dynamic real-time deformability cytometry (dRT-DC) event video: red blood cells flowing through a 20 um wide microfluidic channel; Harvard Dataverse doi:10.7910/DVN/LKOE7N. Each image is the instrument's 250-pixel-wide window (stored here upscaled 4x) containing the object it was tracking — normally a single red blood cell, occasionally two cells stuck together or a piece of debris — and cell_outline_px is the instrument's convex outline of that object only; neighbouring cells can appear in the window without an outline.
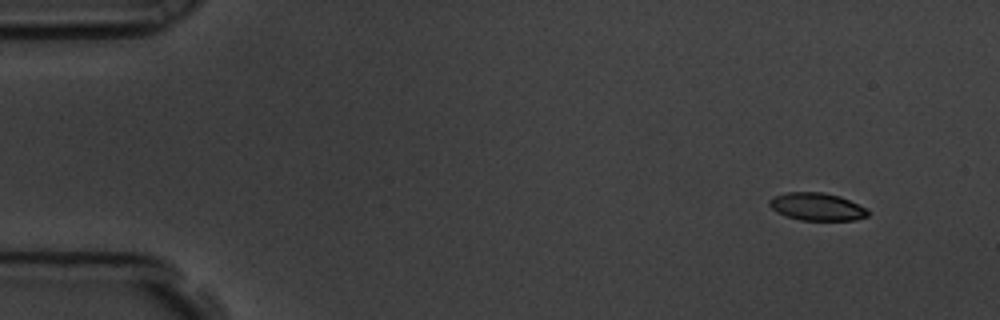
{"species": "common noctule bat (a hibernating species)", "species_latin": "Nyctalus noctula", "temperature_condition": "room temperature", "stored_images_in_passage": 5, "segment_of_instrument_passage": [2, 2], "camera_frame_rate_fps": 3000, "um_per_image_px": 0.085, "animal": {"sex": "male", "body_mass_g": 19.5, "forearm_length_mm": 54.6}, "frame": {"image": 1, "passage_image": 5, "time_ms": 1.333, "image_size_px": [1000, 320], "cell_outline_px": [[872, 212], [868, 216], [856, 220], [800, 220], [776, 212], [768, 204], [768, 200], [772, 196], [788, 192], [824, 192], [840, 196], [868, 208]], "centroid_in_image_um": [69.47, 17.56], "position_along_channel_um": 15.5, "area_um2": 16.13}}